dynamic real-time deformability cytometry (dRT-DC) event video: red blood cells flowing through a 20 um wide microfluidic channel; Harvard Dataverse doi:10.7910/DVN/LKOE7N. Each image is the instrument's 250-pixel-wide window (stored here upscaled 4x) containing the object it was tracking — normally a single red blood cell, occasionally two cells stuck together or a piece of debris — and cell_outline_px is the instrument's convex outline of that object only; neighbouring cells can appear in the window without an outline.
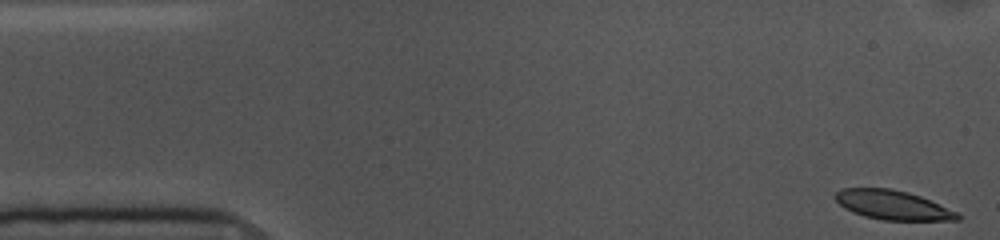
{"species": "common noctule bat (a hibernating species)", "species_latin": "Nyctalus noctula", "temperature_condition": "cold", "stored_images_in_passage": 54, "camera_frame_rate_fps": 3000, "um_per_image_px": 0.085, "animal": {"sex": "female", "body_mass_g": 10.0, "forearm_length_mm": 53.1}, "frame": {"image": 1, "passage_image": 1, "time_ms": 0.0, "image_size_px": [1000, 240], "cell_outline_px": [[960, 220], [884, 220], [864, 216], [852, 212], [844, 208], [832, 196], [840, 188], [892, 188], [908, 192], [920, 196], [956, 212], [960, 216]], "centroid_in_image_um": [75.82, 17.41], "position_along_channel_um": 9.2, "area_um2": 20.75}}
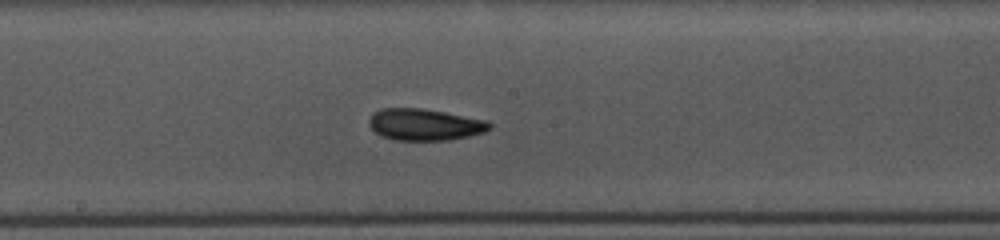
{"frame": {"image": 2, "passage_image": 27, "time_ms": 8.667, "image_size_px": [1000, 240], "cell_outline_px": [[492, 128], [484, 132], [468, 136], [448, 140], [396, 140], [380, 136], [368, 124], [368, 120], [372, 112], [380, 108], [424, 108], [488, 120], [492, 124]], "centroid_in_image_um": [36.09, 10.58], "position_along_channel_um": 212.1, "area_um2": 22.48}}
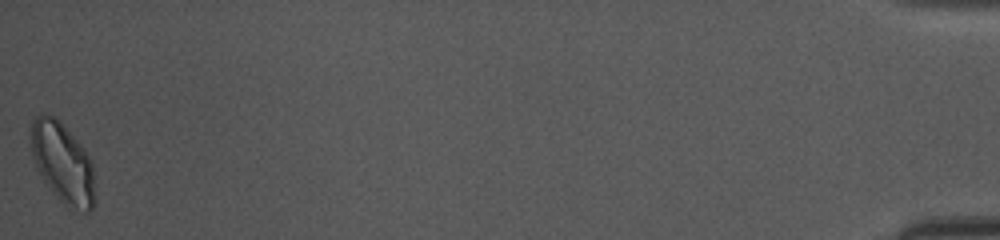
{"frame": {"image": 3, "passage_image": 54, "time_ms": 17.667, "image_size_px": [1000, 240], "cell_outline_px": [[96, 204], [88, 212], [84, 212], [68, 208], [52, 192], [36, 168], [32, 156], [28, 128], [32, 120], [40, 112], [44, 112], [56, 116], [60, 120], [84, 148], [92, 164]], "centroid_in_image_um": [5.3, 13.81], "position_along_channel_um": 429.9, "area_um2": 30.75}, "authors_computed_cell_mechanics": {"area_um2": 21.8195, "velocity_mm_per_s": 3.5738, "shape_relaxation_time_tau1_ms": 4.6712, "shape_relaxation_time_tau2_ms": 3.0214, "deformation_change_tau1": 0.1259, "deformation_change_tau2": 0.0759}}